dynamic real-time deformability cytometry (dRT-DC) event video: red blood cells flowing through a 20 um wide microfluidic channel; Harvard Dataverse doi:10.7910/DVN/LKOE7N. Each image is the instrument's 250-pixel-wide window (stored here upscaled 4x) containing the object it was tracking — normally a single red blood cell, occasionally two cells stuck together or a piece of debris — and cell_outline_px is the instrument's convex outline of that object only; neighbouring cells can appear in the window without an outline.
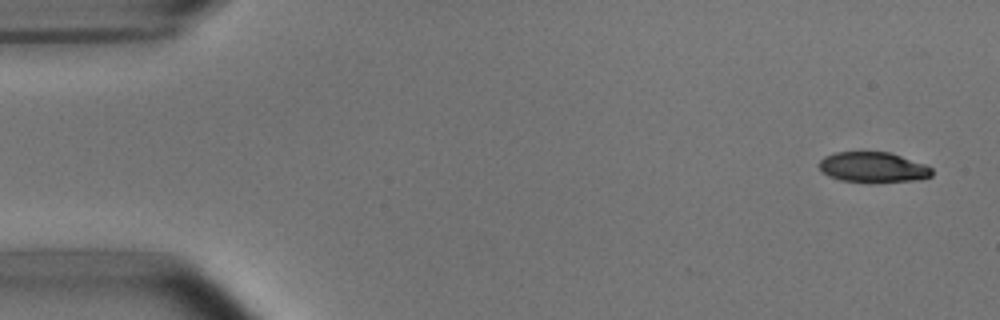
{"species": "common noctule bat (a hibernating species)", "species_latin": "Nyctalus noctula", "temperature_condition": "room temperature", "stored_images_in_passage": 51, "camera_frame_rate_fps": 3000, "um_per_image_px": 0.085, "animal": {"sex": "male", "body_mass_g": 15.6}, "frame": {"image": 1, "passage_image": 1, "time_ms": 0.0, "image_size_px": [1000, 320], "cell_outline_px": [[932, 176], [912, 180], [840, 180], [828, 176], [816, 164], [824, 156], [836, 152], [888, 152], [924, 164], [932, 168]], "centroid_in_image_um": [74.15, 14.18], "position_along_channel_um": 10.8, "area_um2": 19.13}}
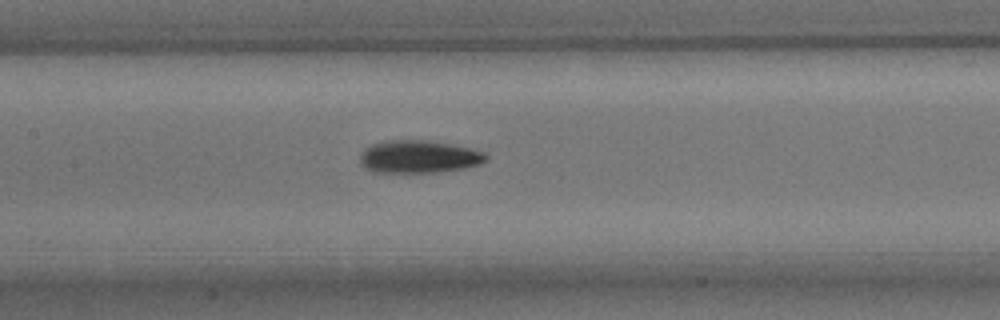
{"frame": {"image": 2, "passage_image": 23, "time_ms": 7.333, "image_size_px": [1000, 320], "cell_outline_px": [[488, 160], [480, 164], [464, 168], [440, 172], [372, 172], [364, 168], [360, 164], [360, 156], [372, 144], [384, 140], [420, 140], [448, 144], [468, 148], [484, 152], [488, 156]], "centroid_in_image_um": [35.59, 13.33], "position_along_channel_um": 171.8, "area_um2": 23.81}}
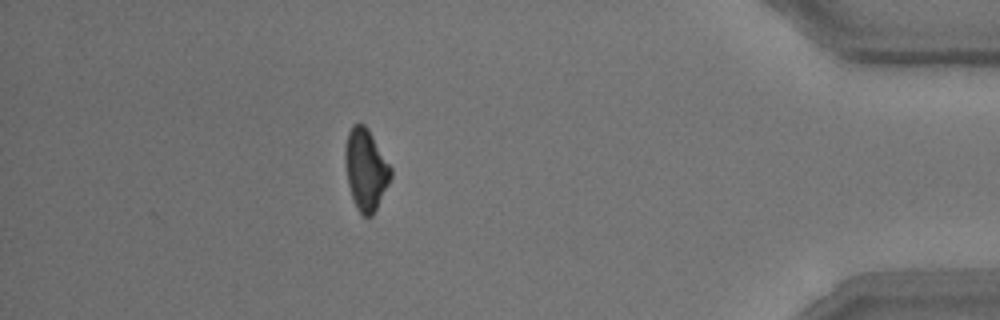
{"frame": {"image": 3, "passage_image": 45, "time_ms": 14.667, "image_size_px": [1000, 320], "cell_outline_px": [[392, 176], [372, 216], [364, 216], [356, 208], [348, 184], [344, 160], [344, 148], [348, 132], [352, 124], [364, 124], [368, 128], [392, 168]], "centroid_in_image_um": [31.08, 14.37], "position_along_channel_um": 404.1, "area_um2": 21.56}, "authors_computed_cell_mechanics": {"area_um2": 22.0796, "velocity_mm_per_s": 3.8059, "shape_relaxation_time_tau1_ms": 4.1156, "shape_relaxation_time_tau2_ms": 10.3587, "deformation_change_tau1": 0.1334, "deformation_change_tau2": 0.193}}